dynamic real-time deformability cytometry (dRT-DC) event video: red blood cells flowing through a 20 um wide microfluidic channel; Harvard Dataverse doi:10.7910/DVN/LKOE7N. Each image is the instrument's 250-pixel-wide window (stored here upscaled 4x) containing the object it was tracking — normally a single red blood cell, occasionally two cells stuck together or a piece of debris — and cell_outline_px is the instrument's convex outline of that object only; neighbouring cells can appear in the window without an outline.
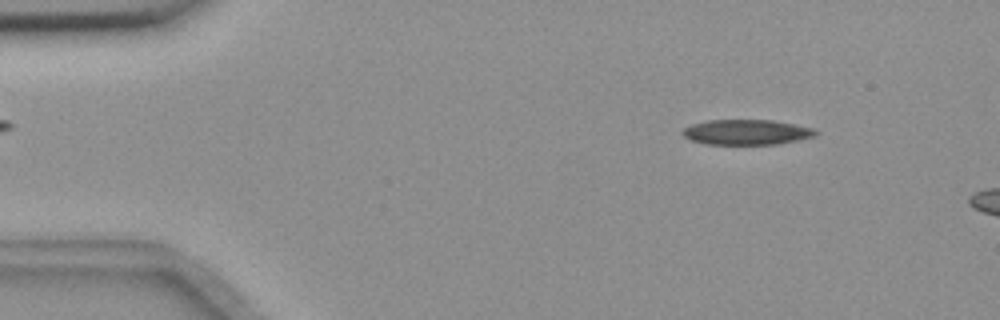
{"species": "common noctule bat (a hibernating species)", "species_latin": "Nyctalus noctula", "temperature_condition": "room temperature", "stored_images_in_passage": 15, "camera_frame_rate_fps": 3000, "um_per_image_px": 0.085, "animal": {"sex": "female", "body_mass_g": 18.4}, "frame": {"image": 1, "passage_image": 7, "time_ms": 2.0, "image_size_px": [1000, 320], "cell_outline_px": [[820, 132], [816, 136], [776, 144], [704, 144], [692, 140], [684, 136], [680, 132], [684, 128], [692, 124], [708, 120], [772, 120], [812, 128]], "centroid_in_image_um": [63.44, 11.23], "position_along_channel_um": 21.6, "area_um2": 19.42}}